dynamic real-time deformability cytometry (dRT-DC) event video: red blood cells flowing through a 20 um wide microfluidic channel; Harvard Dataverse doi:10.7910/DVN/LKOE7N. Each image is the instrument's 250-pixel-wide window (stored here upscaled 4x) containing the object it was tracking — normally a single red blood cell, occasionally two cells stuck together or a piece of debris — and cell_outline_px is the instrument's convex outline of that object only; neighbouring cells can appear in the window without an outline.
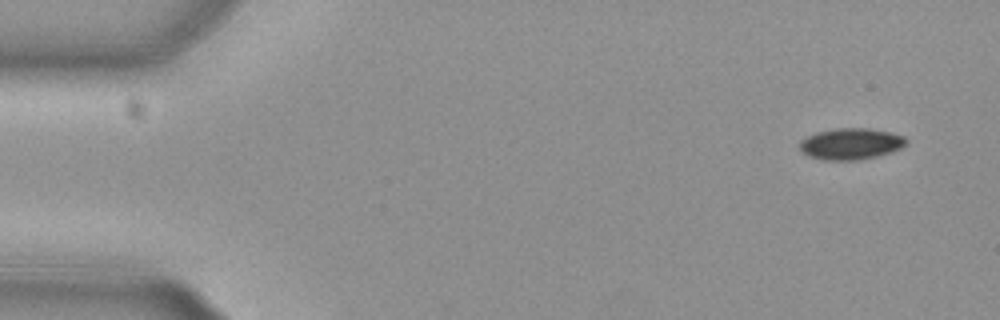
{"species": "common noctule bat (a hibernating species)", "species_latin": "Nyctalus noctula", "temperature_condition": "cold", "stored_images_in_passage": 2, "camera_frame_rate_fps": 3000, "um_per_image_px": 0.085, "animal": {"sex": "female", "body_mass_g": 29.2, "forearm_length_mm": 56.3}, "frame": {"image": 1, "passage_image": 1, "time_ms": 0.0, "image_size_px": [1000, 320], "cell_outline_px": [[908, 144], [892, 152], [880, 156], [860, 160], [824, 160], [808, 156], [800, 148], [800, 140], [816, 132], [836, 128], [868, 128], [888, 132], [904, 136], [908, 140]], "centroid_in_image_um": [72.35, 12.23], "position_along_channel_um": 12.6, "area_um2": 19.59}}